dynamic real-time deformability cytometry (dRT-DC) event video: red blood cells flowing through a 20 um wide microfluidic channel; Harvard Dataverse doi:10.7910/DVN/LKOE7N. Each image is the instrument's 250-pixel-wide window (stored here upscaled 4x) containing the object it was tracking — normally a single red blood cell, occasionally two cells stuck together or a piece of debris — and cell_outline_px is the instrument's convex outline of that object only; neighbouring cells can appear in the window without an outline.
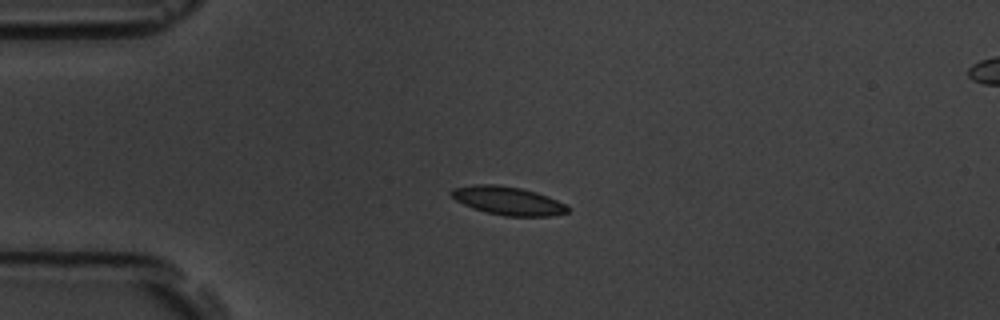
{"species": "common noctule bat (a hibernating species)", "species_latin": "Nyctalus noctula", "temperature_condition": "room temperature", "stored_images_in_passage": 6, "camera_frame_rate_fps": 3000, "um_per_image_px": 0.085, "animal": {"sex": "male", "body_mass_g": 19.5, "forearm_length_mm": 54.6}, "frame": {"image": 1, "passage_image": 4, "time_ms": 3.333, "image_size_px": [1000, 320], "cell_outline_px": [[568, 212], [552, 216], [504, 216], [472, 208], [456, 200], [448, 192], [452, 188], [472, 184], [496, 184], [520, 188], [536, 192], [548, 196], [564, 204], [568, 208]], "centroid_in_image_um": [43.13, 17.05], "position_along_channel_um": 41.9, "area_um2": 19.19}}
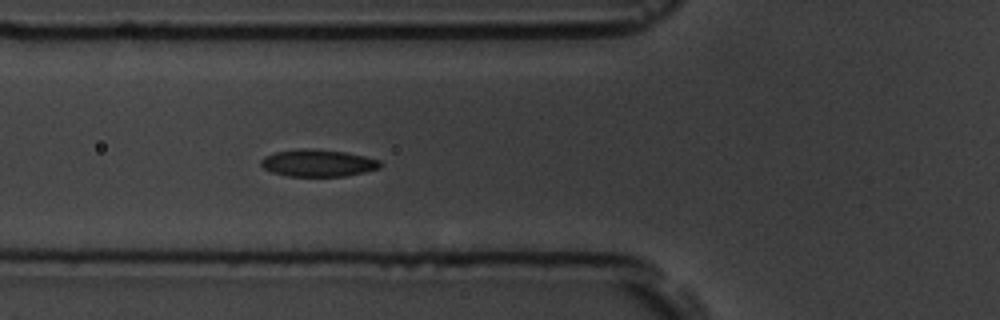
{"frame": {"image": 2, "passage_image": 6, "time_ms": 5.667, "image_size_px": [1000, 320], "cell_outline_px": [[384, 164], [380, 168], [364, 172], [344, 176], [288, 176], [272, 172], [264, 168], [260, 164], [260, 160], [264, 156], [276, 152], [296, 148], [312, 148], [344, 152], [364, 156], [380, 160]], "centroid_in_image_um": [27.03, 13.85], "position_along_channel_um": 98.8, "area_um2": 18.96}}